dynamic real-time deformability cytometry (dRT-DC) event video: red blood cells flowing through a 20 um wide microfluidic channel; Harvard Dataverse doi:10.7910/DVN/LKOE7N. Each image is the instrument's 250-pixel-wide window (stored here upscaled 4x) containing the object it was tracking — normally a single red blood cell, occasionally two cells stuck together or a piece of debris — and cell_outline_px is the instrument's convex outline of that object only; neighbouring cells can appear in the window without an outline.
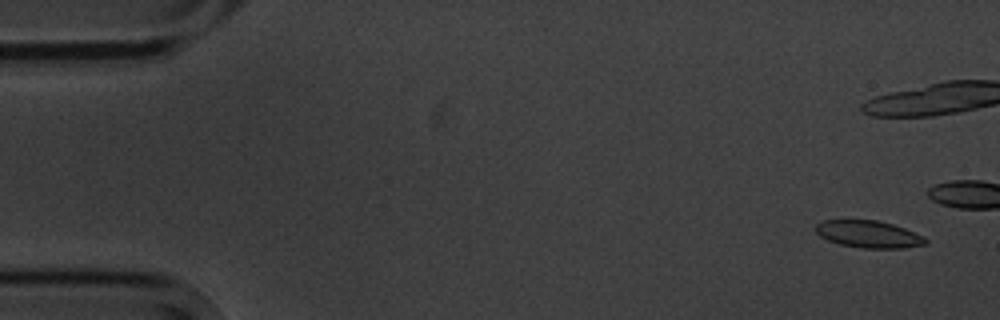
{"species": "common noctule bat (a hibernating species)", "species_latin": "Nyctalus noctula", "temperature_condition": "cold", "stored_images_in_passage": 5, "camera_frame_rate_fps": 3000, "um_per_image_px": 0.085, "animal": {"sex": "male", "body_mass_g": 20.1, "forearm_length_mm": 53.5}, "frame": {"image": 1, "passage_image": 1, "time_ms": 0.0, "image_size_px": [1000, 320], "cell_outline_px": [[928, 244], [904, 248], [860, 248], [840, 244], [828, 240], [820, 236], [812, 228], [820, 220], [876, 220], [892, 224], [904, 228], [924, 236], [928, 240]], "centroid_in_image_um": [73.82, 19.9], "position_along_channel_um": 11.2, "area_um2": 17.57}}